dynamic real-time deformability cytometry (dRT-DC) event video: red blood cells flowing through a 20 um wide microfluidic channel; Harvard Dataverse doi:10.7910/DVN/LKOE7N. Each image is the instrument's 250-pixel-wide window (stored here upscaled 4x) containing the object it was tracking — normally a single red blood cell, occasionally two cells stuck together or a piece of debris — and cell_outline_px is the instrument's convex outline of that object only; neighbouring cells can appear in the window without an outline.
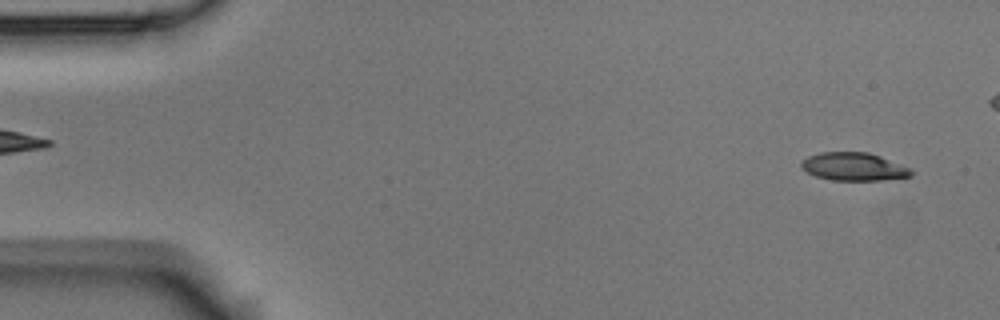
{"species": "Egyptian fruit bat (a non-hibernating species)", "species_latin": "Rousettus aegyptiacus", "temperature_condition": "room temperature", "stored_images_in_passage": 8, "camera_frame_rate_fps": 3000, "um_per_image_px": 0.085, "animal": {"sex": "male"}, "frame": {"image": 1, "passage_image": 1, "time_ms": 0.0, "image_size_px": [1000, 320], "cell_outline_px": [[912, 176], [880, 180], [832, 180], [816, 176], [800, 168], [800, 164], [808, 156], [820, 152], [868, 152], [880, 156], [912, 168]], "centroid_in_image_um": [72.58, 14.16], "position_along_channel_um": 12.4, "area_um2": 17.92}}
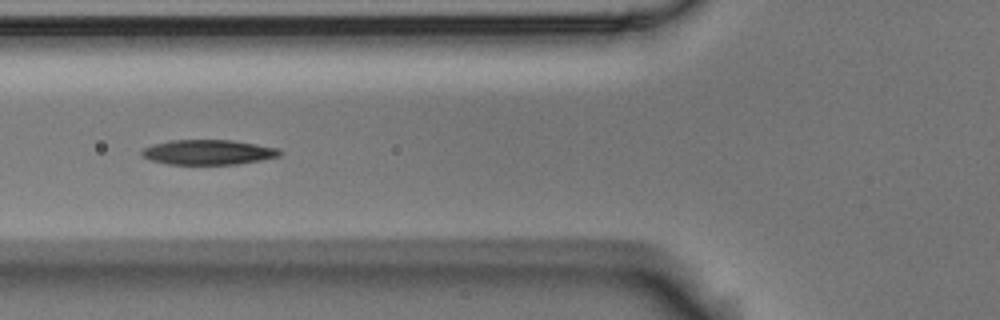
{"frame": {"image": 2, "passage_image": 7, "time_ms": 2.0, "image_size_px": [1000, 320], "cell_outline_px": [[284, 152], [280, 156], [260, 160], [236, 164], [168, 164], [152, 160], [144, 156], [140, 152], [144, 148], [152, 144], [168, 140], [232, 140], [280, 148]], "centroid_in_image_um": [17.73, 12.93], "position_along_channel_um": 108.1, "area_um2": 20.06}}
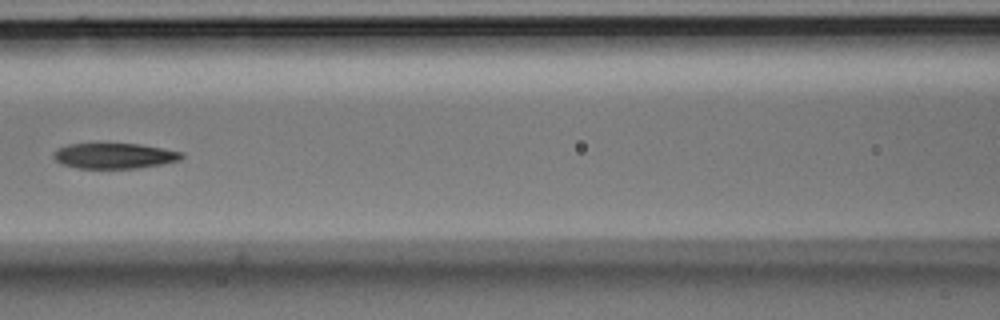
{"frame": {"image": 3, "passage_image": 8, "time_ms": 2.333, "image_size_px": [1000, 320], "cell_outline_px": [[184, 156], [180, 160], [160, 164], [136, 168], [76, 168], [60, 164], [52, 156], [52, 152], [56, 148], [68, 144], [140, 144], [184, 152]], "centroid_in_image_um": [9.68, 13.24], "position_along_channel_um": 156.9, "area_um2": 19.07}}